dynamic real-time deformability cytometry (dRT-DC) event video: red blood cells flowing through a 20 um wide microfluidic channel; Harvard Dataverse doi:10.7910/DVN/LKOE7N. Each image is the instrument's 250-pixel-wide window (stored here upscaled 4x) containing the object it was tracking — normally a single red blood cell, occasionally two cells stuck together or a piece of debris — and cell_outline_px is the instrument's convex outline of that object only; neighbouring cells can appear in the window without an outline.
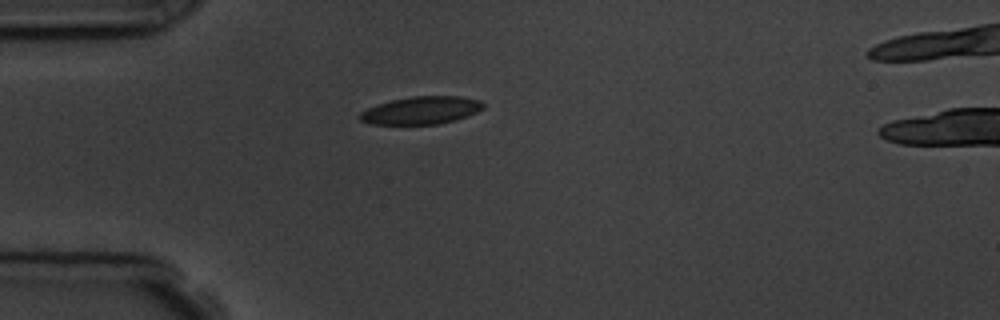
{"species": "common noctule bat (a hibernating species)", "species_latin": "Nyctalus noctula", "temperature_condition": "room temperature", "stored_images_in_passage": 2, "camera_frame_rate_fps": 3000, "um_per_image_px": 0.085, "animal": {"sex": "male", "body_mass_g": 19.5, "forearm_length_mm": 54.6}, "frame": {"image": 1, "passage_image": 1, "time_ms": 0.0, "image_size_px": [1000, 320], "cell_outline_px": [[484, 108], [468, 116], [456, 120], [436, 124], [372, 124], [360, 120], [356, 116], [360, 112], [376, 104], [392, 100], [412, 96], [460, 96], [480, 100], [484, 104]], "centroid_in_image_um": [35.79, 9.38], "position_along_channel_um": 49.2, "area_um2": 20.0}}